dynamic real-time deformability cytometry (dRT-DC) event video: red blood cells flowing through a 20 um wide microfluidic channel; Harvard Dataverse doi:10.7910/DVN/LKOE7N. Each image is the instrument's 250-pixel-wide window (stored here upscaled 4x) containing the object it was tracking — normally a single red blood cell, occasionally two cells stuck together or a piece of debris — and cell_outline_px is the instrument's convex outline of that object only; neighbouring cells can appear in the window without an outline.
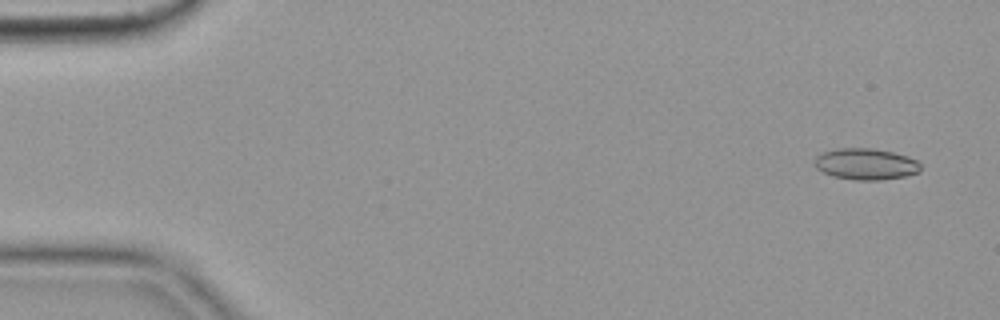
{"species": "common noctule bat (a hibernating species)", "species_latin": "Nyctalus noctula", "temperature_condition": "cold", "stored_images_in_passage": 56, "camera_frame_rate_fps": 3000, "um_per_image_px": 0.085, "animal": {"sex": "female", "body_mass_g": 19.9}, "frame": {"image": 1, "passage_image": 3, "time_ms": 0.667, "image_size_px": [1000, 320], "cell_outline_px": [[920, 172], [908, 176], [880, 180], [856, 180], [832, 176], [816, 168], [816, 156], [824, 152], [836, 148], [872, 148], [892, 152], [908, 156], [916, 160], [920, 164]], "centroid_in_image_um": [73.63, 13.95], "position_along_channel_um": 11.4, "area_um2": 19.36}}
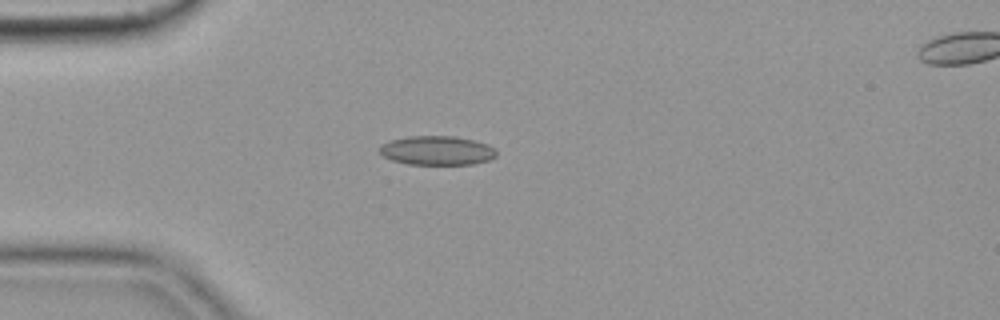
{"frame": {"image": 2, "passage_image": 15, "time_ms": 4.667, "image_size_px": [1000, 320], "cell_outline_px": [[496, 156], [488, 160], [472, 164], [408, 164], [392, 160], [384, 156], [376, 148], [380, 144], [388, 140], [408, 136], [456, 136], [488, 144], [496, 148]], "centroid_in_image_um": [37.11, 12.78], "position_along_channel_um": 47.9, "area_um2": 20.0}}
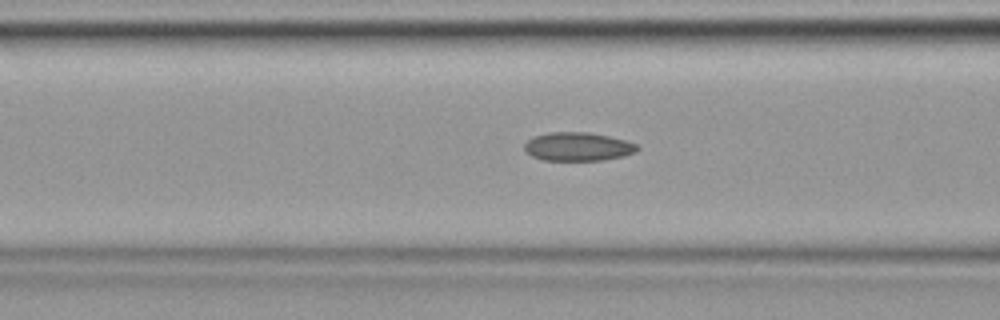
{"frame": {"image": 3, "passage_image": 22, "time_ms": 7.0, "image_size_px": [1000, 320], "cell_outline_px": [[640, 148], [636, 152], [624, 156], [600, 160], [544, 160], [532, 156], [524, 152], [524, 144], [528, 140], [536, 136], [548, 132], [588, 132], [608, 136], [624, 140], [636, 144]], "centroid_in_image_um": [49.11, 12.46], "position_along_channel_um": 117.5, "area_um2": 18.73}, "authors_computed_cell_mechanics": {"area_um2": 18.9295, "velocity_mm_per_s": 3.6139, "shape_relaxation_time_tau1_ms": 8.1052, "shape_relaxation_time_tau2_ms": 6.9715, "deformation_change_tau1": 0.1205, "deformation_change_tau2": 0.1198}}